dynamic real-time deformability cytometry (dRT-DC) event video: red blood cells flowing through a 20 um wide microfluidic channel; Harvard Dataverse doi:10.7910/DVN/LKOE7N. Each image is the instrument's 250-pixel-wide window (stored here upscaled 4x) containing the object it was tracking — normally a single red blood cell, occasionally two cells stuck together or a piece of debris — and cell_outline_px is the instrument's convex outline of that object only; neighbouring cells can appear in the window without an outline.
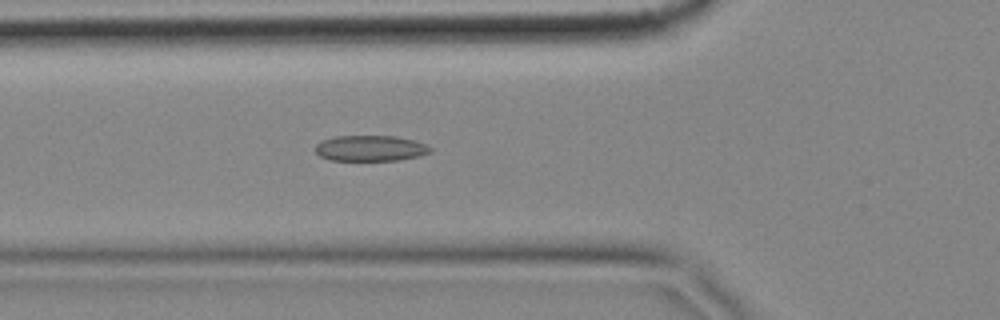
{"species": "common noctule bat (a hibernating species)", "species_latin": "Nyctalus noctula", "temperature_condition": "cold", "stored_images_in_passage": 55, "camera_frame_rate_fps": 3000, "um_per_image_px": 0.085, "animal": {"sex": "female", "body_mass_g": 18.4}, "frame": {"image": 1, "passage_image": 19, "time_ms": 6.0, "image_size_px": [1000, 320], "cell_outline_px": [[432, 152], [420, 156], [396, 160], [328, 160], [320, 156], [316, 152], [316, 144], [324, 140], [336, 136], [396, 136], [412, 140], [424, 144], [432, 148]], "centroid_in_image_um": [31.49, 12.6], "position_along_channel_um": 94.3, "area_um2": 17.11}}
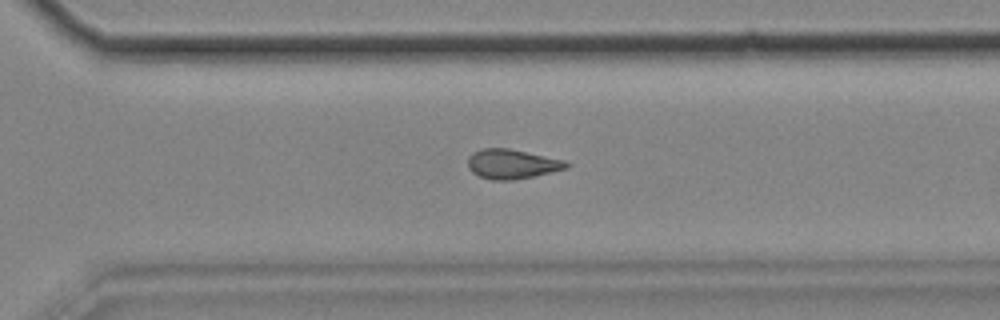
{"frame": {"image": 2, "passage_image": 39, "time_ms": 12.667, "image_size_px": [1000, 320], "cell_outline_px": [[572, 164], [568, 168], [532, 176], [512, 180], [492, 180], [480, 176], [472, 172], [468, 168], [468, 156], [472, 152], [484, 148], [508, 148], [564, 160]], "centroid_in_image_um": [43.5, 13.93], "position_along_channel_um": 327.1, "area_um2": 16.88}}
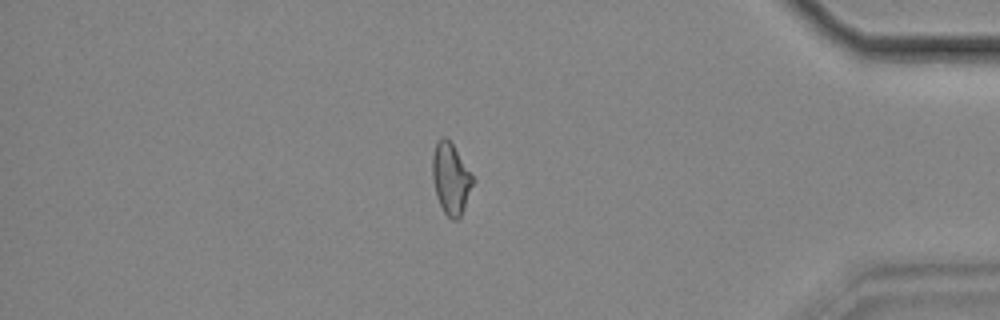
{"frame": {"image": 3, "passage_image": 48, "time_ms": 15.667, "image_size_px": [1000, 320], "cell_outline_px": [[472, 184], [464, 208], [460, 216], [456, 220], [452, 220], [444, 212], [436, 196], [432, 180], [432, 156], [436, 144], [444, 136], [452, 144], [472, 176]], "centroid_in_image_um": [38.28, 15.21], "position_along_channel_um": 396.9, "area_um2": 16.18}, "authors_computed_cell_mechanics": {"area_um2": 17.1088, "velocity_mm_per_s": 3.4913, "shape_relaxation_time_tau1_ms": null, "shape_relaxation_time_tau2_ms": 4.0556, "deformation_change_tau1": null, "deformation_change_tau2": 0.1113}}